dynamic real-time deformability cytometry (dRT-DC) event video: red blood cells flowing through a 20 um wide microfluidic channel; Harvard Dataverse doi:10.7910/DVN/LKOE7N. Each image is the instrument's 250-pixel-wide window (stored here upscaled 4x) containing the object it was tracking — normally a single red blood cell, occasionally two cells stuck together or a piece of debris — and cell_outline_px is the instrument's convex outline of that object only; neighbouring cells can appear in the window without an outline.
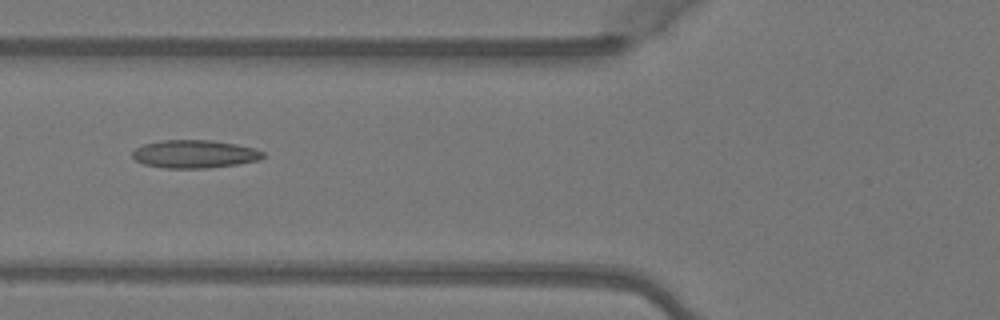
{"species": "Egyptian fruit bat (a non-hibernating species)", "species_latin": "Rousettus aegyptiacus", "temperature_condition": "warm", "stored_images_in_passage": 5, "camera_frame_rate_fps": 3000, "um_per_image_px": 0.085, "animal": {"sex": "female"}, "frame": {"image": 1, "passage_image": 5, "time_ms": 1.333, "image_size_px": [1000, 320], "cell_outline_px": [[264, 156], [260, 160], [236, 164], [208, 168], [164, 168], [144, 164], [136, 160], [132, 156], [132, 152], [136, 148], [144, 144], [164, 140], [212, 140], [236, 144], [252, 148], [264, 152]], "centroid_in_image_um": [16.53, 13.09], "position_along_channel_um": 109.3, "area_um2": 21.21}}